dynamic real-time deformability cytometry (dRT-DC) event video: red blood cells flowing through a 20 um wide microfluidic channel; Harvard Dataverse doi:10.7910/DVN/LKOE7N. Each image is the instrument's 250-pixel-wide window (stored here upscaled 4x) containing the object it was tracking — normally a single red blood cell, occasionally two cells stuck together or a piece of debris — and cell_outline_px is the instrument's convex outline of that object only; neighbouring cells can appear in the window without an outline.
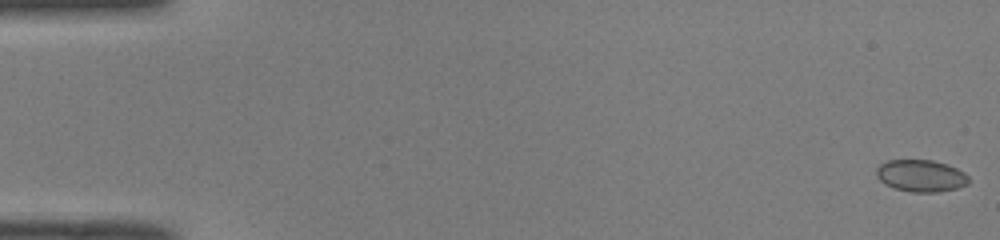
{"species": "common noctule bat (a hibernating species)", "species_latin": "Nyctalus noctula", "temperature_condition": "room temperature", "stored_images_in_passage": 51, "camera_frame_rate_fps": 3000, "um_per_image_px": 0.085, "animal": {"sex": "male", "body_mass_g": 19.0, "forearm_length_mm": 50.8}, "frame": {"image": 1, "passage_image": 1, "time_ms": 0.0, "image_size_px": [1000, 240], "cell_outline_px": [[968, 184], [956, 188], [936, 192], [912, 192], [896, 188], [884, 184], [876, 176], [876, 168], [880, 164], [888, 160], [932, 160], [948, 164], [964, 172], [968, 176]], "centroid_in_image_um": [78.27, 14.93], "position_along_channel_um": 6.7, "area_um2": 17.17}}
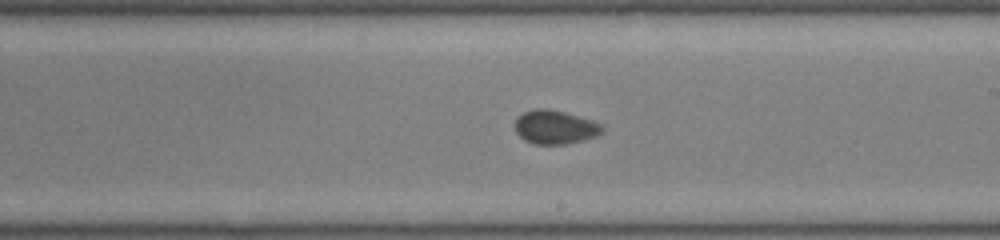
{"frame": {"image": 2, "passage_image": 30, "time_ms": 9.667, "image_size_px": [1000, 240], "cell_outline_px": [[604, 132], [596, 136], [584, 140], [564, 144], [532, 144], [524, 140], [516, 132], [516, 120], [524, 112], [536, 108], [548, 108], [564, 112], [592, 120], [604, 124]], "centroid_in_image_um": [47.22, 10.81], "position_along_channel_um": 241.8, "area_um2": 17.22}}
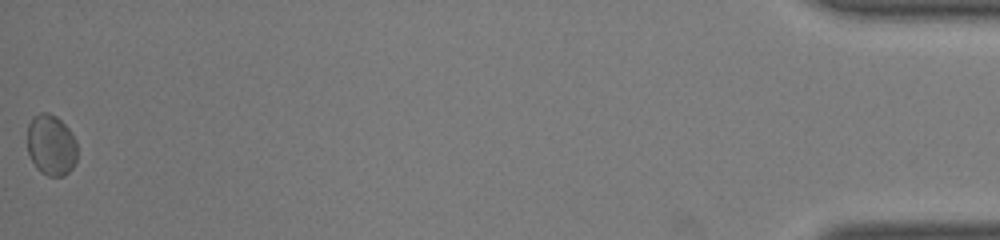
{"frame": {"image": 3, "passage_image": 51, "time_ms": 16.667, "image_size_px": [1000, 240], "cell_outline_px": [[76, 160], [72, 168], [64, 176], [48, 176], [40, 172], [36, 168], [28, 152], [28, 124], [32, 116], [40, 112], [48, 112], [56, 116], [72, 132], [76, 140]], "centroid_in_image_um": [4.34, 12.32], "position_along_channel_um": 430.9, "area_um2": 17.86}, "authors_computed_cell_mechanics": {"area_um2": 16.9932, "velocity_mm_per_s": 4.054, "shape_relaxation_time_tau1_ms": 2.0263, "shape_relaxation_time_tau2_ms": null, "deformation_change_tau1": 0.0604, "deformation_change_tau2": null}}